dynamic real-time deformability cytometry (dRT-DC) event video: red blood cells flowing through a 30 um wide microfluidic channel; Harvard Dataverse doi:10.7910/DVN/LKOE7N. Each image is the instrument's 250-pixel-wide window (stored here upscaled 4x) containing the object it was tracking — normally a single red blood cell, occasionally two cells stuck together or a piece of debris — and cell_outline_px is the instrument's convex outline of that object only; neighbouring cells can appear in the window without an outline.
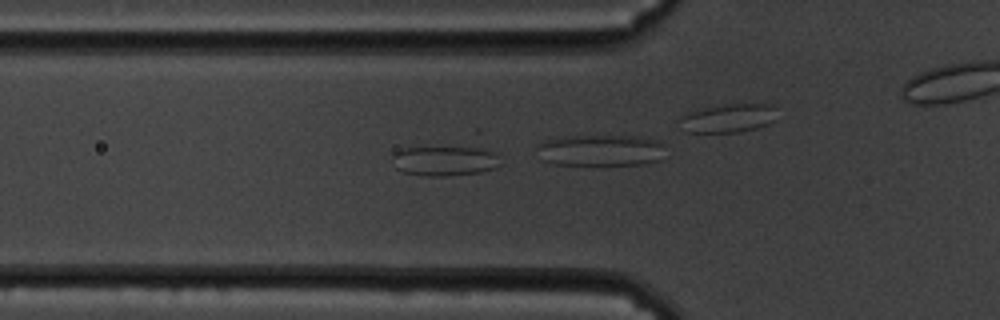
{"species": "common noctule bat (a hibernating species)", "species_latin": "Nyctalus noctula", "temperature_condition": "cold", "stored_images_in_passage": 46, "camera_frame_rate_fps": 3000, "um_per_image_px": 0.085, "animal": {"sex": "male", "body_mass_g": 19.5, "forearm_length_mm": 54.6}, "frame": {"image": 1, "passage_image": 20, "time_ms": 6.333, "image_size_px": [1000, 320], "cell_outline_px": [[504, 164], [496, 168], [480, 172], [448, 176], [428, 176], [404, 172], [396, 168], [392, 156], [396, 152], [404, 148], [468, 144], [472, 144], [492, 152]], "centroid_in_image_um": [37.88, 13.62], "position_along_channel_um": 87.9, "area_um2": 19.71}}
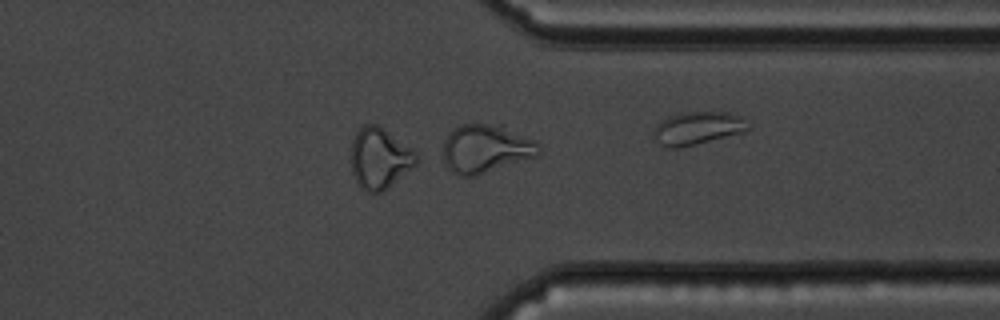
{"frame": {"image": 2, "passage_image": 46, "time_ms": 15.0, "image_size_px": [1000, 320], "cell_outline_px": [[540, 156], [472, 176], [460, 176], [452, 172], [448, 168], [444, 160], [444, 140], [448, 132], [460, 124], [504, 124], [536, 140], [540, 148]], "centroid_in_image_um": [41.34, 12.61], "position_along_channel_um": 370.1, "area_um2": 27.4}, "authors_computed_cell_mechanics": {"area_um2": 19.9121, "velocity_mm_per_s": 3.4223, "shape_relaxation_time_tau1_ms": null, "shape_relaxation_time_tau2_ms": 2.1962, "deformation_change_tau1": null, "deformation_change_tau2": 0.0896}}